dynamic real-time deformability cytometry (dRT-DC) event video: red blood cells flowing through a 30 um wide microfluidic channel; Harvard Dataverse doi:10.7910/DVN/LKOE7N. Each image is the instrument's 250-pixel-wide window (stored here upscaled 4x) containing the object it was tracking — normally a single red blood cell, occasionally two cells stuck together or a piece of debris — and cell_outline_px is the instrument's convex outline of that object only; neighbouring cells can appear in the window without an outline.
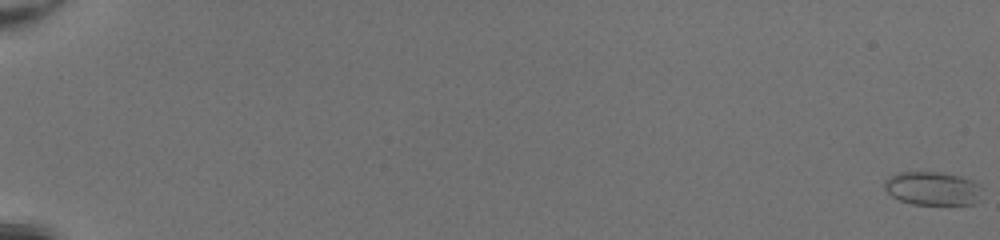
{"species": "common noctule bat (a hibernating species)", "species_latin": "Nyctalus noctula", "temperature_condition": "room temperature", "stored_images_in_passage": 52, "camera_frame_rate_fps": 3000, "um_per_image_px": 0.085, "animal": {"sex": "female", "body_mass_g": 20.0, "forearm_length_mm": 54.0}, "frame": {"image": 1, "passage_image": 1, "time_ms": 0.0, "image_size_px": [1000, 240], "cell_outline_px": [[980, 188], [972, 204], [912, 204], [900, 200], [892, 196], [884, 188], [884, 180], [888, 176], [900, 172], [940, 172], [960, 176], [972, 180], [980, 184]], "centroid_in_image_um": [79.19, 15.99], "position_along_channel_um": 5.8, "area_um2": 18.79}}
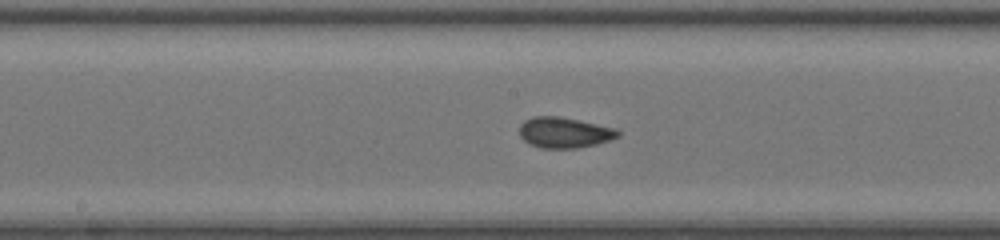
{"frame": {"image": 2, "passage_image": 31, "time_ms": 10.0, "image_size_px": [1000, 240], "cell_outline_px": [[620, 136], [612, 140], [596, 144], [576, 148], [540, 148], [528, 144], [520, 136], [520, 124], [524, 120], [532, 116], [556, 116], [616, 128], [620, 132]], "centroid_in_image_um": [47.96, 11.27], "position_along_channel_um": 200.2, "area_um2": 17.63}}
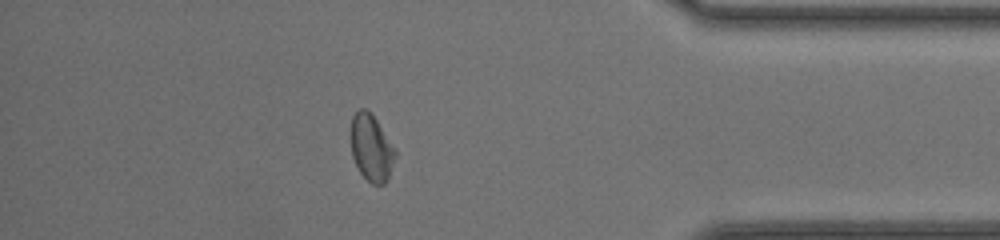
{"frame": {"image": 3, "passage_image": 47, "time_ms": 15.333, "image_size_px": [1000, 240], "cell_outline_px": [[396, 156], [388, 180], [384, 184], [372, 184], [360, 172], [352, 156], [352, 116], [360, 108], [364, 108], [376, 120], [396, 148]], "centroid_in_image_um": [31.6, 12.6], "position_along_channel_um": 403.6, "area_um2": 16.99}, "authors_computed_cell_mechanics": {"area_um2": 17.629, "velocity_mm_per_s": 4.294, "shape_relaxation_time_tau1_ms": 5.4884, "shape_relaxation_time_tau2_ms": 0.8355, "deformation_change_tau1": 0.0989, "deformation_change_tau2": 0.0601}}